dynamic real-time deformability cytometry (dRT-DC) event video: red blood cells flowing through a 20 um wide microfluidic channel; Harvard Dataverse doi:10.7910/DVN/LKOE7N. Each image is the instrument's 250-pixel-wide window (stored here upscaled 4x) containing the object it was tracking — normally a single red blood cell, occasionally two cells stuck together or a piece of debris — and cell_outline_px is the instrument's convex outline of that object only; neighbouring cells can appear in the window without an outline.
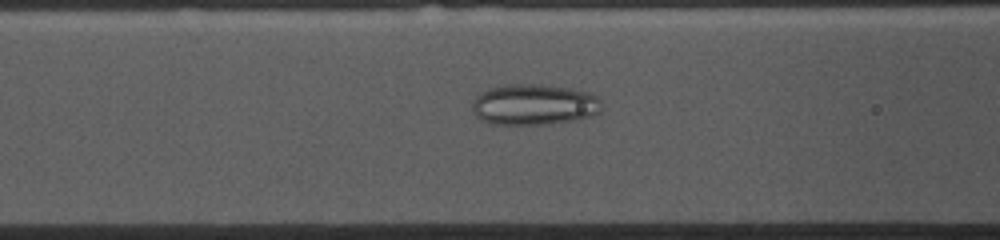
{"species": "common noctule bat (a hibernating species)", "species_latin": "Nyctalus noctula", "temperature_condition": "cold", "stored_images_in_passage": 53, "camera_frame_rate_fps": 3000, "um_per_image_px": 0.085, "animal": {"sex": "female", "body_mass_g": 10.0, "forearm_length_mm": 53.1}, "frame": {"image": 1, "passage_image": 19, "time_ms": 6.0, "image_size_px": [1000, 240], "cell_outline_px": [[600, 112], [588, 116], [572, 120], [548, 124], [492, 124], [480, 120], [472, 112], [472, 100], [480, 92], [488, 88], [508, 84], [540, 84], [588, 92], [596, 96], [600, 100]], "centroid_in_image_um": [45.31, 8.89], "position_along_channel_um": 121.3, "area_um2": 30.75}}
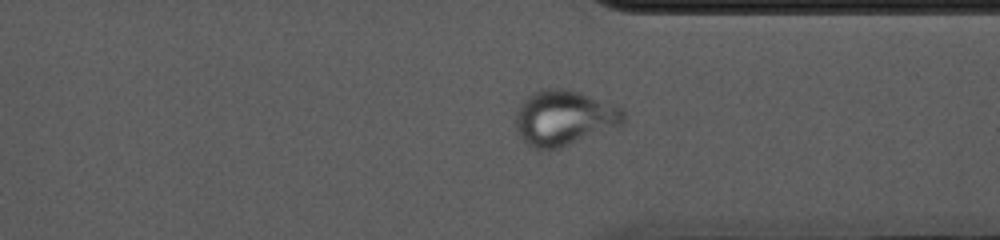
{"frame": {"image": 2, "passage_image": 39, "time_ms": 12.667, "image_size_px": [1000, 240], "cell_outline_px": [[624, 120], [620, 124], [560, 148], [548, 152], [532, 148], [520, 136], [516, 128], [516, 112], [520, 104], [532, 92], [544, 88], [564, 88], [624, 108]], "centroid_in_image_um": [47.88, 10.03], "position_along_channel_um": 363.5, "area_um2": 34.33}}
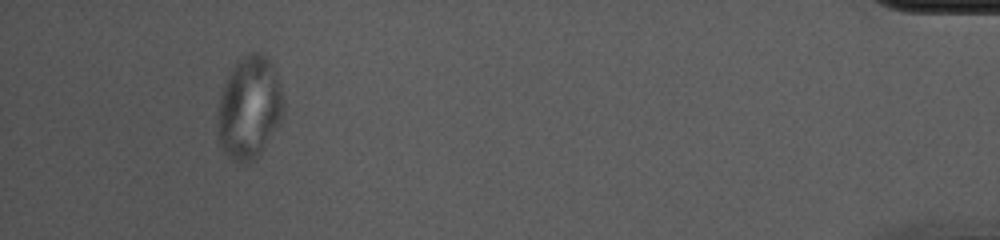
{"frame": {"image": 3, "passage_image": 49, "time_ms": 16.0, "image_size_px": [1000, 240], "cell_outline_px": [[284, 108], [280, 120], [276, 128], [260, 152], [252, 160], [244, 164], [236, 160], [224, 152], [220, 148], [216, 128], [216, 112], [220, 92], [236, 60], [248, 52], [260, 52], [272, 64], [276, 72], [280, 84], [284, 100]], "centroid_in_image_um": [21.15, 9.12], "position_along_channel_um": 414.1, "area_um2": 39.65}}